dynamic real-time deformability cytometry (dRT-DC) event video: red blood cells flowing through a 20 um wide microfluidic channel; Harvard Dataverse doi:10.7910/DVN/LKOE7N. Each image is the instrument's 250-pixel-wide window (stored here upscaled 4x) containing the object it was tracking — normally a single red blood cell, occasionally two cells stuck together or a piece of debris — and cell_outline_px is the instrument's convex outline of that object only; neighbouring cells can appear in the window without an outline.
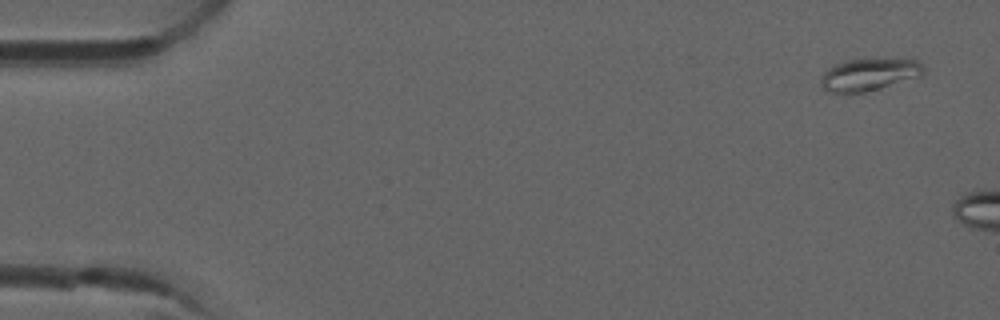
{"species": "common noctule bat (a hibernating species)", "species_latin": "Nyctalus noctula", "temperature_condition": "room temperature", "stored_images_in_passage": 5, "camera_frame_rate_fps": 3000, "um_per_image_px": 0.085, "animal": {"sex": "male", "forearm_length_mm": 52.5}, "frame": {"image": 1, "passage_image": 1, "time_ms": 0.0, "image_size_px": [1000, 320], "cell_outline_px": [[924, 72], [920, 76], [880, 88], [864, 92], [844, 96], [828, 92], [820, 84], [820, 80], [824, 72], [828, 68], [836, 64], [848, 60], [916, 60], [924, 68]], "centroid_in_image_um": [73.78, 6.4], "position_along_channel_um": 11.2, "area_um2": 19.19}}